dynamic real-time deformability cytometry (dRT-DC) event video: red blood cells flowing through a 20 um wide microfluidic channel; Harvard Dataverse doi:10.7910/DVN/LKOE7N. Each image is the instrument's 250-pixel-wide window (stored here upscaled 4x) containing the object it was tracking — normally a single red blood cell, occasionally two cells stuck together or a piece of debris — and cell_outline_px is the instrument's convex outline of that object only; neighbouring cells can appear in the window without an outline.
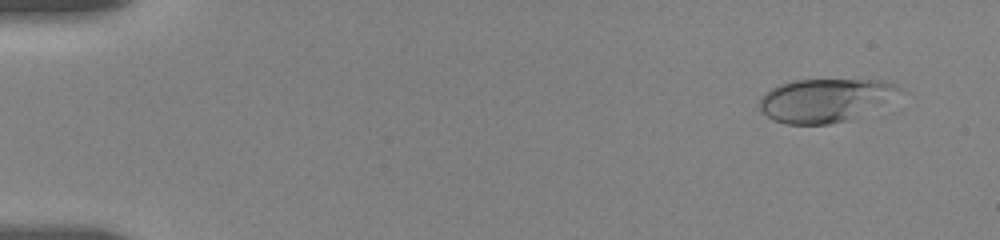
{"species": "human", "species_latin": "Homo sapiens", "temperature_condition": "room temperature", "stored_images_in_passage": 55, "camera_frame_rate_fps": 3000, "um_per_image_px": 0.085, "donor": {"sex": "female"}, "frame": {"image": 1, "passage_image": 4, "time_ms": 1.0, "image_size_px": [1000, 240], "cell_outline_px": [[900, 88], [848, 120], [828, 124], [784, 124], [772, 120], [760, 108], [760, 100], [772, 88], [780, 84], [796, 80], [884, 80], [896, 84]], "centroid_in_image_um": [69.95, 8.51], "position_along_channel_um": 15.0, "area_um2": 33.52}}
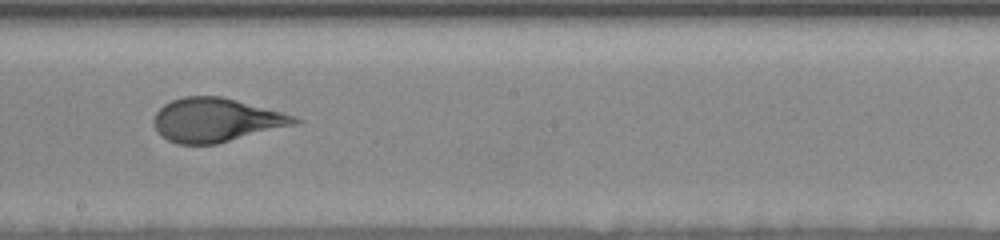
{"frame": {"image": 2, "passage_image": 32, "time_ms": 10.333, "image_size_px": [1000, 240], "cell_outline_px": [[304, 120], [296, 124], [216, 144], [176, 144], [168, 140], [156, 128], [152, 120], [156, 112], [164, 104], [172, 100], [184, 96], [220, 96], [236, 100], [296, 116]], "centroid_in_image_um": [18.36, 10.2], "position_along_channel_um": 229.8, "area_um2": 35.6}}
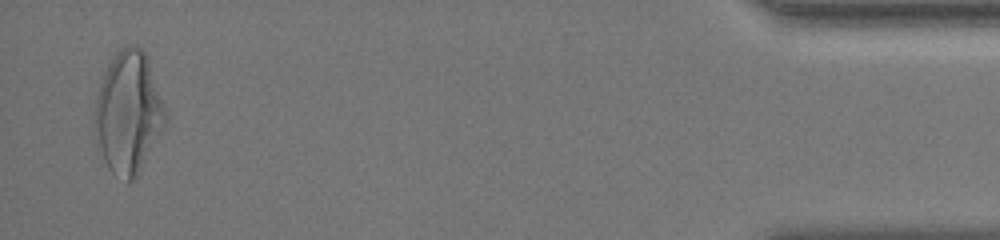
{"frame": {"image": 3, "passage_image": 54, "time_ms": 17.667, "image_size_px": [1000, 240], "cell_outline_px": [[168, 120], [164, 128], [136, 176], [132, 180], [128, 180], [112, 172], [108, 168], [104, 160], [92, 124], [96, 96], [104, 72], [108, 64], [120, 48], [128, 44], [132, 44], [140, 48], [148, 56]], "centroid_in_image_um": [10.9, 9.52], "position_along_channel_um": 424.3, "area_um2": 49.82}, "authors_computed_cell_mechanics": {"area_um2": 36.0094, "velocity_mm_per_s": 3.6505, "shape_relaxation_time_tau1_ms": 3.913, "shape_relaxation_time_tau2_ms": null, "deformation_change_tau1": 0.1572, "deformation_change_tau2": null}}